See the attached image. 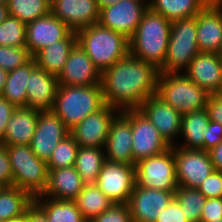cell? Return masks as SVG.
Segmentation results:
<instances>
[{"label":"cell","instance_id":"18","mask_svg":"<svg viewBox=\"0 0 222 222\" xmlns=\"http://www.w3.org/2000/svg\"><path fill=\"white\" fill-rule=\"evenodd\" d=\"M57 79L59 85H101V72L95 67L87 53L76 43Z\"/></svg>","mask_w":222,"mask_h":222},{"label":"cell","instance_id":"50","mask_svg":"<svg viewBox=\"0 0 222 222\" xmlns=\"http://www.w3.org/2000/svg\"><path fill=\"white\" fill-rule=\"evenodd\" d=\"M5 222H28V209L20 216L11 218Z\"/></svg>","mask_w":222,"mask_h":222},{"label":"cell","instance_id":"20","mask_svg":"<svg viewBox=\"0 0 222 222\" xmlns=\"http://www.w3.org/2000/svg\"><path fill=\"white\" fill-rule=\"evenodd\" d=\"M209 94H222V60L214 52H199L184 71Z\"/></svg>","mask_w":222,"mask_h":222},{"label":"cell","instance_id":"33","mask_svg":"<svg viewBox=\"0 0 222 222\" xmlns=\"http://www.w3.org/2000/svg\"><path fill=\"white\" fill-rule=\"evenodd\" d=\"M33 198L18 187H3L0 190V222L18 217L33 204Z\"/></svg>","mask_w":222,"mask_h":222},{"label":"cell","instance_id":"46","mask_svg":"<svg viewBox=\"0 0 222 222\" xmlns=\"http://www.w3.org/2000/svg\"><path fill=\"white\" fill-rule=\"evenodd\" d=\"M15 108L16 107L13 104H11L4 97L0 96V142L3 141L6 126Z\"/></svg>","mask_w":222,"mask_h":222},{"label":"cell","instance_id":"4","mask_svg":"<svg viewBox=\"0 0 222 222\" xmlns=\"http://www.w3.org/2000/svg\"><path fill=\"white\" fill-rule=\"evenodd\" d=\"M105 105L101 85H59L52 111L72 129Z\"/></svg>","mask_w":222,"mask_h":222},{"label":"cell","instance_id":"31","mask_svg":"<svg viewBox=\"0 0 222 222\" xmlns=\"http://www.w3.org/2000/svg\"><path fill=\"white\" fill-rule=\"evenodd\" d=\"M73 201L88 222L113 204L95 184H85Z\"/></svg>","mask_w":222,"mask_h":222},{"label":"cell","instance_id":"30","mask_svg":"<svg viewBox=\"0 0 222 222\" xmlns=\"http://www.w3.org/2000/svg\"><path fill=\"white\" fill-rule=\"evenodd\" d=\"M33 203L46 215L48 222H88L74 201L38 196Z\"/></svg>","mask_w":222,"mask_h":222},{"label":"cell","instance_id":"3","mask_svg":"<svg viewBox=\"0 0 222 222\" xmlns=\"http://www.w3.org/2000/svg\"><path fill=\"white\" fill-rule=\"evenodd\" d=\"M75 33L78 45L101 73L129 54V39L99 23Z\"/></svg>","mask_w":222,"mask_h":222},{"label":"cell","instance_id":"9","mask_svg":"<svg viewBox=\"0 0 222 222\" xmlns=\"http://www.w3.org/2000/svg\"><path fill=\"white\" fill-rule=\"evenodd\" d=\"M121 112L131 121L134 165L170 148L159 130L139 109H126Z\"/></svg>","mask_w":222,"mask_h":222},{"label":"cell","instance_id":"27","mask_svg":"<svg viewBox=\"0 0 222 222\" xmlns=\"http://www.w3.org/2000/svg\"><path fill=\"white\" fill-rule=\"evenodd\" d=\"M211 0H149V9L169 21L196 17Z\"/></svg>","mask_w":222,"mask_h":222},{"label":"cell","instance_id":"39","mask_svg":"<svg viewBox=\"0 0 222 222\" xmlns=\"http://www.w3.org/2000/svg\"><path fill=\"white\" fill-rule=\"evenodd\" d=\"M90 222H133L127 203H113Z\"/></svg>","mask_w":222,"mask_h":222},{"label":"cell","instance_id":"41","mask_svg":"<svg viewBox=\"0 0 222 222\" xmlns=\"http://www.w3.org/2000/svg\"><path fill=\"white\" fill-rule=\"evenodd\" d=\"M0 186H13V172L6 145L0 142Z\"/></svg>","mask_w":222,"mask_h":222},{"label":"cell","instance_id":"16","mask_svg":"<svg viewBox=\"0 0 222 222\" xmlns=\"http://www.w3.org/2000/svg\"><path fill=\"white\" fill-rule=\"evenodd\" d=\"M138 109L159 130L165 142L174 146L173 137L181 133L182 114L157 94L147 98Z\"/></svg>","mask_w":222,"mask_h":222},{"label":"cell","instance_id":"37","mask_svg":"<svg viewBox=\"0 0 222 222\" xmlns=\"http://www.w3.org/2000/svg\"><path fill=\"white\" fill-rule=\"evenodd\" d=\"M26 24L8 16L0 24V46L26 47Z\"/></svg>","mask_w":222,"mask_h":222},{"label":"cell","instance_id":"44","mask_svg":"<svg viewBox=\"0 0 222 222\" xmlns=\"http://www.w3.org/2000/svg\"><path fill=\"white\" fill-rule=\"evenodd\" d=\"M222 142V125L210 121L207 126V137L204 139V151H209Z\"/></svg>","mask_w":222,"mask_h":222},{"label":"cell","instance_id":"32","mask_svg":"<svg viewBox=\"0 0 222 222\" xmlns=\"http://www.w3.org/2000/svg\"><path fill=\"white\" fill-rule=\"evenodd\" d=\"M104 148L79 147L74 167L85 184H95L106 160Z\"/></svg>","mask_w":222,"mask_h":222},{"label":"cell","instance_id":"8","mask_svg":"<svg viewBox=\"0 0 222 222\" xmlns=\"http://www.w3.org/2000/svg\"><path fill=\"white\" fill-rule=\"evenodd\" d=\"M136 186L176 191V162L173 146L164 152L142 159L135 164Z\"/></svg>","mask_w":222,"mask_h":222},{"label":"cell","instance_id":"22","mask_svg":"<svg viewBox=\"0 0 222 222\" xmlns=\"http://www.w3.org/2000/svg\"><path fill=\"white\" fill-rule=\"evenodd\" d=\"M58 87L57 76L36 66L28 77L26 107L40 111L52 110Z\"/></svg>","mask_w":222,"mask_h":222},{"label":"cell","instance_id":"42","mask_svg":"<svg viewBox=\"0 0 222 222\" xmlns=\"http://www.w3.org/2000/svg\"><path fill=\"white\" fill-rule=\"evenodd\" d=\"M222 219V198H206L200 222Z\"/></svg>","mask_w":222,"mask_h":222},{"label":"cell","instance_id":"7","mask_svg":"<svg viewBox=\"0 0 222 222\" xmlns=\"http://www.w3.org/2000/svg\"><path fill=\"white\" fill-rule=\"evenodd\" d=\"M200 52L197 43L196 17L171 21L167 53L161 73H180Z\"/></svg>","mask_w":222,"mask_h":222},{"label":"cell","instance_id":"35","mask_svg":"<svg viewBox=\"0 0 222 222\" xmlns=\"http://www.w3.org/2000/svg\"><path fill=\"white\" fill-rule=\"evenodd\" d=\"M174 199L180 205L188 222H200L206 197L197 188L178 186Z\"/></svg>","mask_w":222,"mask_h":222},{"label":"cell","instance_id":"49","mask_svg":"<svg viewBox=\"0 0 222 222\" xmlns=\"http://www.w3.org/2000/svg\"><path fill=\"white\" fill-rule=\"evenodd\" d=\"M8 71L0 68V96L3 93V90L5 88V83L7 81Z\"/></svg>","mask_w":222,"mask_h":222},{"label":"cell","instance_id":"12","mask_svg":"<svg viewBox=\"0 0 222 222\" xmlns=\"http://www.w3.org/2000/svg\"><path fill=\"white\" fill-rule=\"evenodd\" d=\"M179 187L198 188L215 170L208 151L173 146Z\"/></svg>","mask_w":222,"mask_h":222},{"label":"cell","instance_id":"10","mask_svg":"<svg viewBox=\"0 0 222 222\" xmlns=\"http://www.w3.org/2000/svg\"><path fill=\"white\" fill-rule=\"evenodd\" d=\"M95 185L113 203H128L136 186L135 165L105 160Z\"/></svg>","mask_w":222,"mask_h":222},{"label":"cell","instance_id":"54","mask_svg":"<svg viewBox=\"0 0 222 222\" xmlns=\"http://www.w3.org/2000/svg\"><path fill=\"white\" fill-rule=\"evenodd\" d=\"M217 55L222 60V43H221L219 51L217 52Z\"/></svg>","mask_w":222,"mask_h":222},{"label":"cell","instance_id":"52","mask_svg":"<svg viewBox=\"0 0 222 222\" xmlns=\"http://www.w3.org/2000/svg\"><path fill=\"white\" fill-rule=\"evenodd\" d=\"M119 0H96L97 2V6L99 8V10L101 8H104L106 6H109V5H114L118 2Z\"/></svg>","mask_w":222,"mask_h":222},{"label":"cell","instance_id":"45","mask_svg":"<svg viewBox=\"0 0 222 222\" xmlns=\"http://www.w3.org/2000/svg\"><path fill=\"white\" fill-rule=\"evenodd\" d=\"M210 121L222 125V94H210L206 104Z\"/></svg>","mask_w":222,"mask_h":222},{"label":"cell","instance_id":"40","mask_svg":"<svg viewBox=\"0 0 222 222\" xmlns=\"http://www.w3.org/2000/svg\"><path fill=\"white\" fill-rule=\"evenodd\" d=\"M197 189L206 198H222V172L214 170Z\"/></svg>","mask_w":222,"mask_h":222},{"label":"cell","instance_id":"53","mask_svg":"<svg viewBox=\"0 0 222 222\" xmlns=\"http://www.w3.org/2000/svg\"><path fill=\"white\" fill-rule=\"evenodd\" d=\"M211 3L222 12V0H211Z\"/></svg>","mask_w":222,"mask_h":222},{"label":"cell","instance_id":"5","mask_svg":"<svg viewBox=\"0 0 222 222\" xmlns=\"http://www.w3.org/2000/svg\"><path fill=\"white\" fill-rule=\"evenodd\" d=\"M156 94L182 115L206 108L210 94L184 73H161Z\"/></svg>","mask_w":222,"mask_h":222},{"label":"cell","instance_id":"14","mask_svg":"<svg viewBox=\"0 0 222 222\" xmlns=\"http://www.w3.org/2000/svg\"><path fill=\"white\" fill-rule=\"evenodd\" d=\"M68 135L70 129L52 110L40 111L29 146L40 160L47 163L58 143Z\"/></svg>","mask_w":222,"mask_h":222},{"label":"cell","instance_id":"6","mask_svg":"<svg viewBox=\"0 0 222 222\" xmlns=\"http://www.w3.org/2000/svg\"><path fill=\"white\" fill-rule=\"evenodd\" d=\"M13 172V186L33 199L44 194L48 182L47 163L40 160L29 145L6 146Z\"/></svg>","mask_w":222,"mask_h":222},{"label":"cell","instance_id":"29","mask_svg":"<svg viewBox=\"0 0 222 222\" xmlns=\"http://www.w3.org/2000/svg\"><path fill=\"white\" fill-rule=\"evenodd\" d=\"M36 66V61L32 57L24 65L10 71L1 96L15 107H26L28 77Z\"/></svg>","mask_w":222,"mask_h":222},{"label":"cell","instance_id":"47","mask_svg":"<svg viewBox=\"0 0 222 222\" xmlns=\"http://www.w3.org/2000/svg\"><path fill=\"white\" fill-rule=\"evenodd\" d=\"M214 169L222 172V142L208 151Z\"/></svg>","mask_w":222,"mask_h":222},{"label":"cell","instance_id":"15","mask_svg":"<svg viewBox=\"0 0 222 222\" xmlns=\"http://www.w3.org/2000/svg\"><path fill=\"white\" fill-rule=\"evenodd\" d=\"M174 194L175 191L135 186L127 203L133 222H155Z\"/></svg>","mask_w":222,"mask_h":222},{"label":"cell","instance_id":"56","mask_svg":"<svg viewBox=\"0 0 222 222\" xmlns=\"http://www.w3.org/2000/svg\"><path fill=\"white\" fill-rule=\"evenodd\" d=\"M210 222H222V219L210 220Z\"/></svg>","mask_w":222,"mask_h":222},{"label":"cell","instance_id":"21","mask_svg":"<svg viewBox=\"0 0 222 222\" xmlns=\"http://www.w3.org/2000/svg\"><path fill=\"white\" fill-rule=\"evenodd\" d=\"M131 121L120 111L113 119L104 149L106 160L134 165Z\"/></svg>","mask_w":222,"mask_h":222},{"label":"cell","instance_id":"43","mask_svg":"<svg viewBox=\"0 0 222 222\" xmlns=\"http://www.w3.org/2000/svg\"><path fill=\"white\" fill-rule=\"evenodd\" d=\"M183 214L180 205L173 199L169 205L160 212L155 222H188Z\"/></svg>","mask_w":222,"mask_h":222},{"label":"cell","instance_id":"13","mask_svg":"<svg viewBox=\"0 0 222 222\" xmlns=\"http://www.w3.org/2000/svg\"><path fill=\"white\" fill-rule=\"evenodd\" d=\"M117 112H120V110L105 104L100 110L89 114L70 129V135L79 147L104 148L110 125Z\"/></svg>","mask_w":222,"mask_h":222},{"label":"cell","instance_id":"38","mask_svg":"<svg viewBox=\"0 0 222 222\" xmlns=\"http://www.w3.org/2000/svg\"><path fill=\"white\" fill-rule=\"evenodd\" d=\"M31 58L27 47L0 46V68L8 72L24 65Z\"/></svg>","mask_w":222,"mask_h":222},{"label":"cell","instance_id":"34","mask_svg":"<svg viewBox=\"0 0 222 222\" xmlns=\"http://www.w3.org/2000/svg\"><path fill=\"white\" fill-rule=\"evenodd\" d=\"M8 14L27 24L51 13V0H9Z\"/></svg>","mask_w":222,"mask_h":222},{"label":"cell","instance_id":"48","mask_svg":"<svg viewBox=\"0 0 222 222\" xmlns=\"http://www.w3.org/2000/svg\"><path fill=\"white\" fill-rule=\"evenodd\" d=\"M28 222H48L46 215L33 203L28 208Z\"/></svg>","mask_w":222,"mask_h":222},{"label":"cell","instance_id":"2","mask_svg":"<svg viewBox=\"0 0 222 222\" xmlns=\"http://www.w3.org/2000/svg\"><path fill=\"white\" fill-rule=\"evenodd\" d=\"M170 31L171 21L148 9L129 39V54L160 69L166 57Z\"/></svg>","mask_w":222,"mask_h":222},{"label":"cell","instance_id":"23","mask_svg":"<svg viewBox=\"0 0 222 222\" xmlns=\"http://www.w3.org/2000/svg\"><path fill=\"white\" fill-rule=\"evenodd\" d=\"M200 52L217 53L222 43V12L211 2L196 16Z\"/></svg>","mask_w":222,"mask_h":222},{"label":"cell","instance_id":"26","mask_svg":"<svg viewBox=\"0 0 222 222\" xmlns=\"http://www.w3.org/2000/svg\"><path fill=\"white\" fill-rule=\"evenodd\" d=\"M77 43L76 33L72 31L65 39L44 47L33 58L38 67L51 75H58L64 68L71 49Z\"/></svg>","mask_w":222,"mask_h":222},{"label":"cell","instance_id":"19","mask_svg":"<svg viewBox=\"0 0 222 222\" xmlns=\"http://www.w3.org/2000/svg\"><path fill=\"white\" fill-rule=\"evenodd\" d=\"M99 12L96 0H51V13L74 32L98 23Z\"/></svg>","mask_w":222,"mask_h":222},{"label":"cell","instance_id":"17","mask_svg":"<svg viewBox=\"0 0 222 222\" xmlns=\"http://www.w3.org/2000/svg\"><path fill=\"white\" fill-rule=\"evenodd\" d=\"M72 30L52 13L26 24V47L33 57L44 47L65 39Z\"/></svg>","mask_w":222,"mask_h":222},{"label":"cell","instance_id":"25","mask_svg":"<svg viewBox=\"0 0 222 222\" xmlns=\"http://www.w3.org/2000/svg\"><path fill=\"white\" fill-rule=\"evenodd\" d=\"M85 183L74 166L48 169L47 188L43 195L55 200L73 201L82 191Z\"/></svg>","mask_w":222,"mask_h":222},{"label":"cell","instance_id":"24","mask_svg":"<svg viewBox=\"0 0 222 222\" xmlns=\"http://www.w3.org/2000/svg\"><path fill=\"white\" fill-rule=\"evenodd\" d=\"M40 110L16 107L6 126L2 143L6 146L29 145L35 133Z\"/></svg>","mask_w":222,"mask_h":222},{"label":"cell","instance_id":"1","mask_svg":"<svg viewBox=\"0 0 222 222\" xmlns=\"http://www.w3.org/2000/svg\"><path fill=\"white\" fill-rule=\"evenodd\" d=\"M159 69L128 54L101 73L105 104L120 111L138 109L156 94Z\"/></svg>","mask_w":222,"mask_h":222},{"label":"cell","instance_id":"51","mask_svg":"<svg viewBox=\"0 0 222 222\" xmlns=\"http://www.w3.org/2000/svg\"><path fill=\"white\" fill-rule=\"evenodd\" d=\"M9 16L8 5L0 3V24Z\"/></svg>","mask_w":222,"mask_h":222},{"label":"cell","instance_id":"55","mask_svg":"<svg viewBox=\"0 0 222 222\" xmlns=\"http://www.w3.org/2000/svg\"><path fill=\"white\" fill-rule=\"evenodd\" d=\"M8 2H9V0H0V3H1V4H5V5H7Z\"/></svg>","mask_w":222,"mask_h":222},{"label":"cell","instance_id":"28","mask_svg":"<svg viewBox=\"0 0 222 222\" xmlns=\"http://www.w3.org/2000/svg\"><path fill=\"white\" fill-rule=\"evenodd\" d=\"M209 122L210 118L206 108L182 115L180 134H183L186 143L179 147L204 150V139L207 137Z\"/></svg>","mask_w":222,"mask_h":222},{"label":"cell","instance_id":"36","mask_svg":"<svg viewBox=\"0 0 222 222\" xmlns=\"http://www.w3.org/2000/svg\"><path fill=\"white\" fill-rule=\"evenodd\" d=\"M79 146L71 135L60 141L47 162L48 169L69 168L74 166Z\"/></svg>","mask_w":222,"mask_h":222},{"label":"cell","instance_id":"11","mask_svg":"<svg viewBox=\"0 0 222 222\" xmlns=\"http://www.w3.org/2000/svg\"><path fill=\"white\" fill-rule=\"evenodd\" d=\"M148 9L143 0H119L100 9L98 23L130 39Z\"/></svg>","mask_w":222,"mask_h":222}]
</instances>
